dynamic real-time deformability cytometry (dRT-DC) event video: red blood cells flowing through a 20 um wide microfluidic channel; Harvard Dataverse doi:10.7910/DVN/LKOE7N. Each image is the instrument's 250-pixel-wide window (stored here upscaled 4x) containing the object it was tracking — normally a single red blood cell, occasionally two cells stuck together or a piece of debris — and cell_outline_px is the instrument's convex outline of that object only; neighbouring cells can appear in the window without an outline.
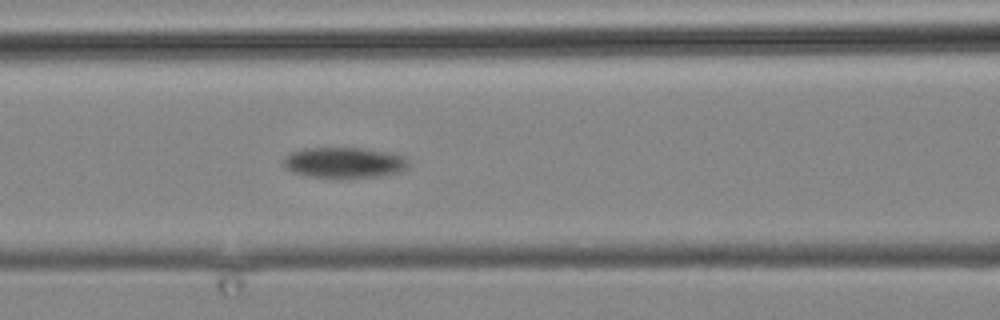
{"species": "common noctule bat (a hibernating species)", "species_latin": "Nyctalus noctula", "temperature_condition": "cold", "stored_images_in_passage": 13, "camera_frame_rate_fps": 3000, "um_per_image_px": 0.085, "animal": {"sex": "male", "body_mass_g": 19.2, "forearm_length_mm": 51.8}, "frame": {"image": 1, "passage_image": 13, "time_ms": 16.0, "image_size_px": [1000, 320], "cell_outline_px": [[408, 168], [400, 172], [384, 176], [340, 180], [304, 176], [292, 172], [284, 164], [284, 156], [292, 152], [304, 148], [360, 148], [388, 152], [404, 156], [408, 160]], "centroid_in_image_um": [29.28, 13.86], "position_along_channel_um": 137.3, "area_um2": 23.12}}